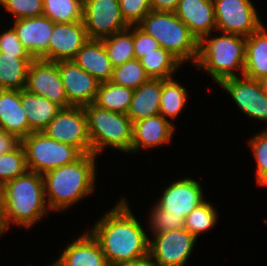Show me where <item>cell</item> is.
Segmentation results:
<instances>
[{"mask_svg":"<svg viewBox=\"0 0 267 266\" xmlns=\"http://www.w3.org/2000/svg\"><path fill=\"white\" fill-rule=\"evenodd\" d=\"M0 200L5 231L10 224L30 228L49 211L43 175L29 170L0 188Z\"/></svg>","mask_w":267,"mask_h":266,"instance_id":"cell-2","label":"cell"},{"mask_svg":"<svg viewBox=\"0 0 267 266\" xmlns=\"http://www.w3.org/2000/svg\"><path fill=\"white\" fill-rule=\"evenodd\" d=\"M53 266H109L102 248L88 232L69 244Z\"/></svg>","mask_w":267,"mask_h":266,"instance_id":"cell-20","label":"cell"},{"mask_svg":"<svg viewBox=\"0 0 267 266\" xmlns=\"http://www.w3.org/2000/svg\"><path fill=\"white\" fill-rule=\"evenodd\" d=\"M43 15L54 23L83 20V0H43Z\"/></svg>","mask_w":267,"mask_h":266,"instance_id":"cell-31","label":"cell"},{"mask_svg":"<svg viewBox=\"0 0 267 266\" xmlns=\"http://www.w3.org/2000/svg\"><path fill=\"white\" fill-rule=\"evenodd\" d=\"M33 60V58H18L16 55L0 52V89H24Z\"/></svg>","mask_w":267,"mask_h":266,"instance_id":"cell-26","label":"cell"},{"mask_svg":"<svg viewBox=\"0 0 267 266\" xmlns=\"http://www.w3.org/2000/svg\"><path fill=\"white\" fill-rule=\"evenodd\" d=\"M21 104L25 110L29 127L34 132H41L62 109L49 99L25 88L21 90Z\"/></svg>","mask_w":267,"mask_h":266,"instance_id":"cell-24","label":"cell"},{"mask_svg":"<svg viewBox=\"0 0 267 266\" xmlns=\"http://www.w3.org/2000/svg\"><path fill=\"white\" fill-rule=\"evenodd\" d=\"M163 79L150 78L134 89L127 116L132 123L160 114V98Z\"/></svg>","mask_w":267,"mask_h":266,"instance_id":"cell-23","label":"cell"},{"mask_svg":"<svg viewBox=\"0 0 267 266\" xmlns=\"http://www.w3.org/2000/svg\"><path fill=\"white\" fill-rule=\"evenodd\" d=\"M54 22L42 15L14 21L12 28L33 59L48 61V46Z\"/></svg>","mask_w":267,"mask_h":266,"instance_id":"cell-17","label":"cell"},{"mask_svg":"<svg viewBox=\"0 0 267 266\" xmlns=\"http://www.w3.org/2000/svg\"><path fill=\"white\" fill-rule=\"evenodd\" d=\"M0 129L21 140L34 132L21 104V90L0 89Z\"/></svg>","mask_w":267,"mask_h":266,"instance_id":"cell-21","label":"cell"},{"mask_svg":"<svg viewBox=\"0 0 267 266\" xmlns=\"http://www.w3.org/2000/svg\"><path fill=\"white\" fill-rule=\"evenodd\" d=\"M73 61L99 82L111 80L114 67L102 40L89 39L77 52Z\"/></svg>","mask_w":267,"mask_h":266,"instance_id":"cell-22","label":"cell"},{"mask_svg":"<svg viewBox=\"0 0 267 266\" xmlns=\"http://www.w3.org/2000/svg\"><path fill=\"white\" fill-rule=\"evenodd\" d=\"M141 61L133 59L114 68L111 82L117 85L137 89L149 80Z\"/></svg>","mask_w":267,"mask_h":266,"instance_id":"cell-32","label":"cell"},{"mask_svg":"<svg viewBox=\"0 0 267 266\" xmlns=\"http://www.w3.org/2000/svg\"><path fill=\"white\" fill-rule=\"evenodd\" d=\"M197 238L185 228L149 238V255L159 266H185Z\"/></svg>","mask_w":267,"mask_h":266,"instance_id":"cell-11","label":"cell"},{"mask_svg":"<svg viewBox=\"0 0 267 266\" xmlns=\"http://www.w3.org/2000/svg\"><path fill=\"white\" fill-rule=\"evenodd\" d=\"M25 89L49 99L61 108L72 106L67 99L57 62L34 59L29 67Z\"/></svg>","mask_w":267,"mask_h":266,"instance_id":"cell-12","label":"cell"},{"mask_svg":"<svg viewBox=\"0 0 267 266\" xmlns=\"http://www.w3.org/2000/svg\"><path fill=\"white\" fill-rule=\"evenodd\" d=\"M118 266H159L148 254L146 256L120 263Z\"/></svg>","mask_w":267,"mask_h":266,"instance_id":"cell-43","label":"cell"},{"mask_svg":"<svg viewBox=\"0 0 267 266\" xmlns=\"http://www.w3.org/2000/svg\"><path fill=\"white\" fill-rule=\"evenodd\" d=\"M29 171L44 174L74 162L82 153L69 144L58 142L41 132H32L21 140Z\"/></svg>","mask_w":267,"mask_h":266,"instance_id":"cell-7","label":"cell"},{"mask_svg":"<svg viewBox=\"0 0 267 266\" xmlns=\"http://www.w3.org/2000/svg\"><path fill=\"white\" fill-rule=\"evenodd\" d=\"M0 5L14 16V20L43 15V0H1Z\"/></svg>","mask_w":267,"mask_h":266,"instance_id":"cell-36","label":"cell"},{"mask_svg":"<svg viewBox=\"0 0 267 266\" xmlns=\"http://www.w3.org/2000/svg\"><path fill=\"white\" fill-rule=\"evenodd\" d=\"M28 171L25 151L22 145L14 151L0 155V188L7 182Z\"/></svg>","mask_w":267,"mask_h":266,"instance_id":"cell-34","label":"cell"},{"mask_svg":"<svg viewBox=\"0 0 267 266\" xmlns=\"http://www.w3.org/2000/svg\"><path fill=\"white\" fill-rule=\"evenodd\" d=\"M21 145V139L0 129V155L14 151Z\"/></svg>","mask_w":267,"mask_h":266,"instance_id":"cell-41","label":"cell"},{"mask_svg":"<svg viewBox=\"0 0 267 266\" xmlns=\"http://www.w3.org/2000/svg\"><path fill=\"white\" fill-rule=\"evenodd\" d=\"M218 32L248 37L263 24L251 0H213Z\"/></svg>","mask_w":267,"mask_h":266,"instance_id":"cell-9","label":"cell"},{"mask_svg":"<svg viewBox=\"0 0 267 266\" xmlns=\"http://www.w3.org/2000/svg\"><path fill=\"white\" fill-rule=\"evenodd\" d=\"M5 229L2 224V219H1V211H0V236H2L5 233Z\"/></svg>","mask_w":267,"mask_h":266,"instance_id":"cell-45","label":"cell"},{"mask_svg":"<svg viewBox=\"0 0 267 266\" xmlns=\"http://www.w3.org/2000/svg\"><path fill=\"white\" fill-rule=\"evenodd\" d=\"M267 75V29L262 25L246 37L243 76L258 80Z\"/></svg>","mask_w":267,"mask_h":266,"instance_id":"cell-25","label":"cell"},{"mask_svg":"<svg viewBox=\"0 0 267 266\" xmlns=\"http://www.w3.org/2000/svg\"><path fill=\"white\" fill-rule=\"evenodd\" d=\"M42 132L58 142L72 145L82 154L92 153L87 117L83 107L62 108Z\"/></svg>","mask_w":267,"mask_h":266,"instance_id":"cell-8","label":"cell"},{"mask_svg":"<svg viewBox=\"0 0 267 266\" xmlns=\"http://www.w3.org/2000/svg\"><path fill=\"white\" fill-rule=\"evenodd\" d=\"M257 167V183L267 186V128L262 133L256 134L249 142Z\"/></svg>","mask_w":267,"mask_h":266,"instance_id":"cell-35","label":"cell"},{"mask_svg":"<svg viewBox=\"0 0 267 266\" xmlns=\"http://www.w3.org/2000/svg\"><path fill=\"white\" fill-rule=\"evenodd\" d=\"M0 52L16 55L18 58H32L28 51L22 46L17 33L13 28L0 34Z\"/></svg>","mask_w":267,"mask_h":266,"instance_id":"cell-39","label":"cell"},{"mask_svg":"<svg viewBox=\"0 0 267 266\" xmlns=\"http://www.w3.org/2000/svg\"><path fill=\"white\" fill-rule=\"evenodd\" d=\"M174 124L161 114L133 123L131 153L140 148H154L171 142Z\"/></svg>","mask_w":267,"mask_h":266,"instance_id":"cell-19","label":"cell"},{"mask_svg":"<svg viewBox=\"0 0 267 266\" xmlns=\"http://www.w3.org/2000/svg\"><path fill=\"white\" fill-rule=\"evenodd\" d=\"M202 186L192 178L174 181L164 189L156 205L166 211V215L187 217L205 201Z\"/></svg>","mask_w":267,"mask_h":266,"instance_id":"cell-14","label":"cell"},{"mask_svg":"<svg viewBox=\"0 0 267 266\" xmlns=\"http://www.w3.org/2000/svg\"><path fill=\"white\" fill-rule=\"evenodd\" d=\"M57 65L69 103L79 107L94 103L101 82L81 69L73 60L58 61Z\"/></svg>","mask_w":267,"mask_h":266,"instance_id":"cell-15","label":"cell"},{"mask_svg":"<svg viewBox=\"0 0 267 266\" xmlns=\"http://www.w3.org/2000/svg\"><path fill=\"white\" fill-rule=\"evenodd\" d=\"M140 61L146 74L153 79H170L182 65L176 57L162 47L150 54H145Z\"/></svg>","mask_w":267,"mask_h":266,"instance_id":"cell-28","label":"cell"},{"mask_svg":"<svg viewBox=\"0 0 267 266\" xmlns=\"http://www.w3.org/2000/svg\"><path fill=\"white\" fill-rule=\"evenodd\" d=\"M82 21L92 40H103L129 27L122 18L119 0H83Z\"/></svg>","mask_w":267,"mask_h":266,"instance_id":"cell-10","label":"cell"},{"mask_svg":"<svg viewBox=\"0 0 267 266\" xmlns=\"http://www.w3.org/2000/svg\"><path fill=\"white\" fill-rule=\"evenodd\" d=\"M150 214V230L153 231L154 235L184 228L185 217L166 215V211L161 210L157 205L154 206Z\"/></svg>","mask_w":267,"mask_h":266,"instance_id":"cell-38","label":"cell"},{"mask_svg":"<svg viewBox=\"0 0 267 266\" xmlns=\"http://www.w3.org/2000/svg\"><path fill=\"white\" fill-rule=\"evenodd\" d=\"M182 64L196 63L198 41L174 12L151 11L137 25Z\"/></svg>","mask_w":267,"mask_h":266,"instance_id":"cell-5","label":"cell"},{"mask_svg":"<svg viewBox=\"0 0 267 266\" xmlns=\"http://www.w3.org/2000/svg\"><path fill=\"white\" fill-rule=\"evenodd\" d=\"M217 215L213 205L204 201L185 217L184 228L198 239L202 232L210 230L216 224Z\"/></svg>","mask_w":267,"mask_h":266,"instance_id":"cell-33","label":"cell"},{"mask_svg":"<svg viewBox=\"0 0 267 266\" xmlns=\"http://www.w3.org/2000/svg\"><path fill=\"white\" fill-rule=\"evenodd\" d=\"M221 36L208 38L204 36L198 42V57L196 63L198 69H202L218 84L226 79L237 77L233 71L239 69L244 74L246 37L221 33Z\"/></svg>","mask_w":267,"mask_h":266,"instance_id":"cell-4","label":"cell"},{"mask_svg":"<svg viewBox=\"0 0 267 266\" xmlns=\"http://www.w3.org/2000/svg\"><path fill=\"white\" fill-rule=\"evenodd\" d=\"M133 41L135 59L140 60L145 54H150L160 47L159 43L146 34L138 26H133Z\"/></svg>","mask_w":267,"mask_h":266,"instance_id":"cell-40","label":"cell"},{"mask_svg":"<svg viewBox=\"0 0 267 266\" xmlns=\"http://www.w3.org/2000/svg\"><path fill=\"white\" fill-rule=\"evenodd\" d=\"M122 18L128 26H137L152 11L150 0H119Z\"/></svg>","mask_w":267,"mask_h":266,"instance_id":"cell-37","label":"cell"},{"mask_svg":"<svg viewBox=\"0 0 267 266\" xmlns=\"http://www.w3.org/2000/svg\"><path fill=\"white\" fill-rule=\"evenodd\" d=\"M102 41L114 68L135 59L133 26L116 32Z\"/></svg>","mask_w":267,"mask_h":266,"instance_id":"cell-29","label":"cell"},{"mask_svg":"<svg viewBox=\"0 0 267 266\" xmlns=\"http://www.w3.org/2000/svg\"><path fill=\"white\" fill-rule=\"evenodd\" d=\"M97 240L109 266L149 254V238L126 198L110 209L89 231Z\"/></svg>","mask_w":267,"mask_h":266,"instance_id":"cell-1","label":"cell"},{"mask_svg":"<svg viewBox=\"0 0 267 266\" xmlns=\"http://www.w3.org/2000/svg\"><path fill=\"white\" fill-rule=\"evenodd\" d=\"M134 90L111 81L101 82L95 104L109 111L127 114Z\"/></svg>","mask_w":267,"mask_h":266,"instance_id":"cell-27","label":"cell"},{"mask_svg":"<svg viewBox=\"0 0 267 266\" xmlns=\"http://www.w3.org/2000/svg\"><path fill=\"white\" fill-rule=\"evenodd\" d=\"M261 89L267 94V75L258 79Z\"/></svg>","mask_w":267,"mask_h":266,"instance_id":"cell-44","label":"cell"},{"mask_svg":"<svg viewBox=\"0 0 267 266\" xmlns=\"http://www.w3.org/2000/svg\"><path fill=\"white\" fill-rule=\"evenodd\" d=\"M95 159L96 155L85 153L74 162L43 174L45 199L49 210H66L93 193L96 181Z\"/></svg>","mask_w":267,"mask_h":266,"instance_id":"cell-3","label":"cell"},{"mask_svg":"<svg viewBox=\"0 0 267 266\" xmlns=\"http://www.w3.org/2000/svg\"><path fill=\"white\" fill-rule=\"evenodd\" d=\"M219 85L230 94L245 115L267 122V94L261 89L258 80L237 76L226 78Z\"/></svg>","mask_w":267,"mask_h":266,"instance_id":"cell-13","label":"cell"},{"mask_svg":"<svg viewBox=\"0 0 267 266\" xmlns=\"http://www.w3.org/2000/svg\"><path fill=\"white\" fill-rule=\"evenodd\" d=\"M174 13L198 42L216 30L213 0H179Z\"/></svg>","mask_w":267,"mask_h":266,"instance_id":"cell-18","label":"cell"},{"mask_svg":"<svg viewBox=\"0 0 267 266\" xmlns=\"http://www.w3.org/2000/svg\"><path fill=\"white\" fill-rule=\"evenodd\" d=\"M186 91L187 89L173 78L163 79L159 111L165 119H174L181 113L187 101Z\"/></svg>","mask_w":267,"mask_h":266,"instance_id":"cell-30","label":"cell"},{"mask_svg":"<svg viewBox=\"0 0 267 266\" xmlns=\"http://www.w3.org/2000/svg\"><path fill=\"white\" fill-rule=\"evenodd\" d=\"M83 108L92 154L97 156L107 146L131 153L133 123L127 114L106 110L95 103Z\"/></svg>","mask_w":267,"mask_h":266,"instance_id":"cell-6","label":"cell"},{"mask_svg":"<svg viewBox=\"0 0 267 266\" xmlns=\"http://www.w3.org/2000/svg\"><path fill=\"white\" fill-rule=\"evenodd\" d=\"M179 0H150L153 11L174 12Z\"/></svg>","mask_w":267,"mask_h":266,"instance_id":"cell-42","label":"cell"},{"mask_svg":"<svg viewBox=\"0 0 267 266\" xmlns=\"http://www.w3.org/2000/svg\"><path fill=\"white\" fill-rule=\"evenodd\" d=\"M89 40L83 21L54 23L48 46V61L73 60Z\"/></svg>","mask_w":267,"mask_h":266,"instance_id":"cell-16","label":"cell"}]
</instances>
